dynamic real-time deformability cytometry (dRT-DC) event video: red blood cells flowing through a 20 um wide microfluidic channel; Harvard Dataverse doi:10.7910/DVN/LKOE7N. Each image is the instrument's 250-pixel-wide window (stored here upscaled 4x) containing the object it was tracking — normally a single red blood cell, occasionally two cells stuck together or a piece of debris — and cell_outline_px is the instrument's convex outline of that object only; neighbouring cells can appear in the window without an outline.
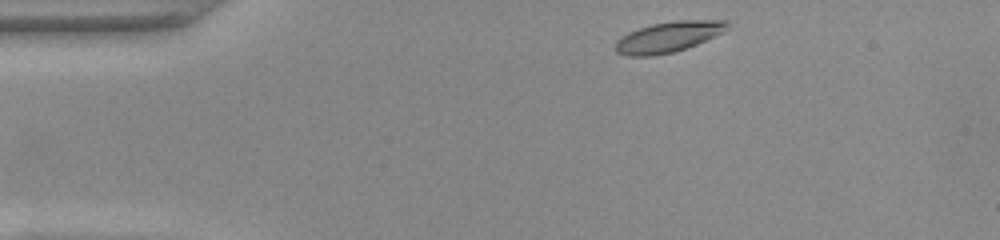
{"species": "common noctule bat (a hibernating species)", "species_latin": "Nyctalus noctula", "temperature_condition": "warm", "stored_images_in_passage": 44, "camera_frame_rate_fps": 3000, "um_per_image_px": 0.085, "animal": {"sex": "female", "body_mass_g": 22.0, "forearm_length_mm": 56.7}, "frame": {"image": 1, "passage_image": 1, "time_ms": 0.0, "image_size_px": [1000, 240], "cell_outline_px": [[728, 28], [724, 32], [696, 44], [672, 52], [652, 56], [628, 56], [616, 52], [616, 40], [628, 32], [652, 24], [676, 20], [728, 20]], "centroid_in_image_um": [56.81, 3.13], "position_along_channel_um": 28.2, "area_um2": 19.77}}
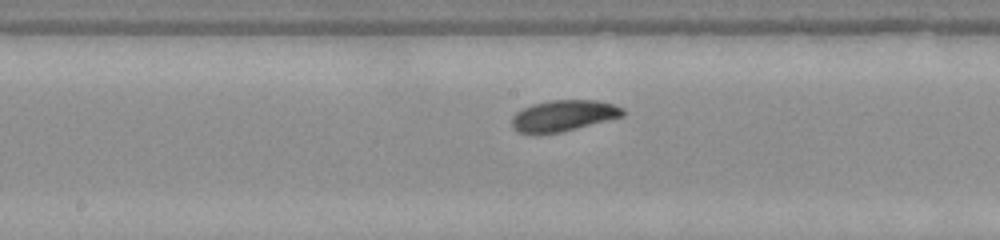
{"frame": {"image": 2, "passage_image": 19, "time_ms": 6.0, "image_size_px": [1000, 240], "cell_outline_px": [[624, 116], [560, 132], [532, 136], [520, 132], [512, 128], [512, 116], [516, 112], [532, 104], [552, 100], [596, 100], [612, 104], [624, 108]], "centroid_in_image_um": [47.85, 9.85], "position_along_channel_um": 200.4, "area_um2": 20.29}}
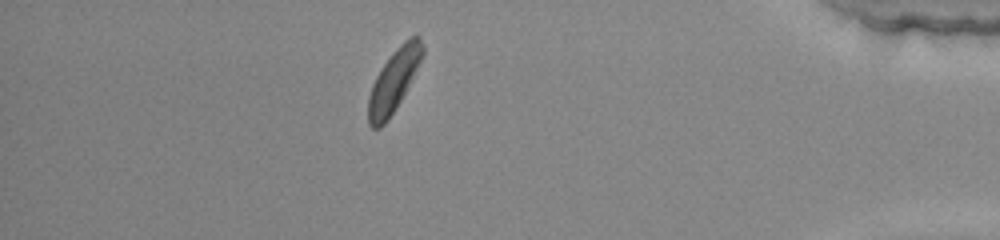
{"frame": {"image": 3, "passage_image": 38, "time_ms": 12.333, "image_size_px": [1000, 240], "cell_outline_px": [[424, 52], [400, 100], [388, 120], [380, 128], [372, 128], [368, 124], [368, 96], [372, 84], [380, 68], [392, 52], [404, 40], [416, 32], [420, 36], [424, 44]], "centroid_in_image_um": [33.45, 6.81], "position_along_channel_um": 401.7, "area_um2": 19.48}, "authors_computed_cell_mechanics": {"area_um2": 19.9699, "velocity_mm_per_s": 3.8722, "shape_relaxation_time_tau1_ms": 3.9566, "shape_relaxation_time_tau2_ms": 5.6147, "deformation_change_tau1": 0.1406, "deformation_change_tau2": 0.0796}}